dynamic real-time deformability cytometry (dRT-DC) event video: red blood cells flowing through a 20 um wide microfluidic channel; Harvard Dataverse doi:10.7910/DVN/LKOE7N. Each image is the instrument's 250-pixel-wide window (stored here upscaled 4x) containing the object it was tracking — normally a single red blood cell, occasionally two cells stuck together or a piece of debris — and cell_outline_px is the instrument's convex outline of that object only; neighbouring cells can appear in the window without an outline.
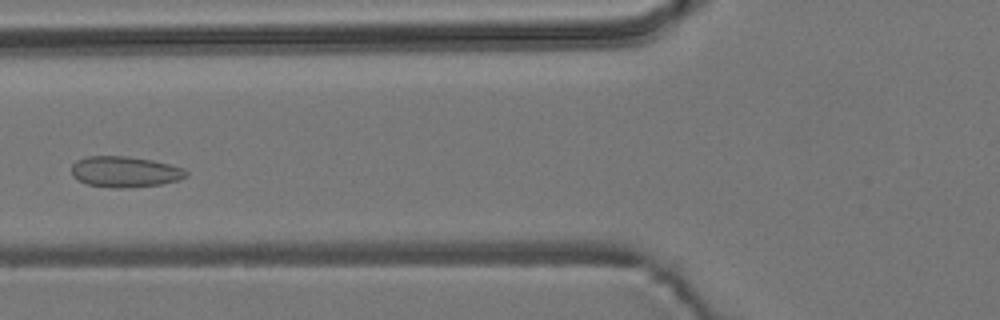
{"species": "common noctule bat (a hibernating species)", "species_latin": "Nyctalus noctula", "temperature_condition": "room temperature", "stored_images_in_passage": 4, "camera_frame_rate_fps": 3000, "um_per_image_px": 0.085, "animal": {"sex": "male", "body_mass_g": 19.2, "forearm_length_mm": 51.8}, "frame": {"image": 1, "passage_image": 3, "time_ms": 2.667, "image_size_px": [1000, 320], "cell_outline_px": [[188, 176], [180, 180], [160, 184], [120, 188], [112, 188], [88, 184], [72, 176], [72, 164], [76, 160], [84, 156], [128, 156], [152, 160], [184, 168], [188, 172]], "centroid_in_image_um": [10.62, 14.59], "position_along_channel_um": 115.2, "area_um2": 20.63}}
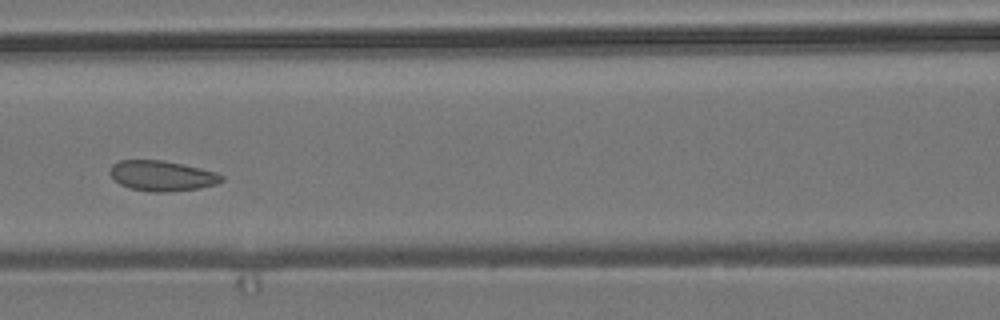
{"frame": {"image": 2, "passage_image": 4, "time_ms": 3.667, "image_size_px": [1000, 320], "cell_outline_px": [[224, 180], [216, 184], [200, 188], [168, 192], [148, 192], [132, 188], [120, 184], [108, 172], [112, 164], [120, 160], [160, 160], [200, 168], [216, 172], [224, 176]], "centroid_in_image_um": [13.77, 14.95], "position_along_channel_um": 152.8, "area_um2": 19.65}}